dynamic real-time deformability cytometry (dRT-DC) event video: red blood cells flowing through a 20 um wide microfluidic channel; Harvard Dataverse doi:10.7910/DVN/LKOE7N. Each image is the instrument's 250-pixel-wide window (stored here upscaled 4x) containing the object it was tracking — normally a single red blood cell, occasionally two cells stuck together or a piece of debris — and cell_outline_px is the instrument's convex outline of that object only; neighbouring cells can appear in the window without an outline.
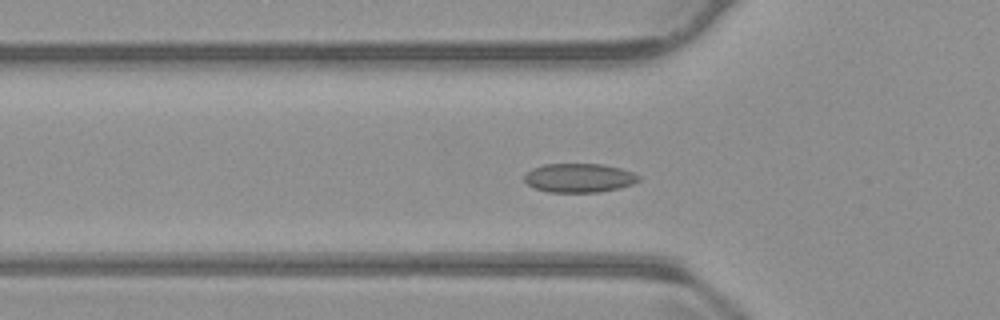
{"species": "common noctule bat (a hibernating species)", "species_latin": "Nyctalus noctula", "temperature_condition": "warm", "stored_images_in_passage": 54, "camera_frame_rate_fps": 3000, "um_per_image_px": 0.085, "animal": {"sex": "male", "body_mass_g": 23.1, "forearm_length_mm": 52.7}, "frame": {"image": 1, "passage_image": 17, "time_ms": 5.333, "image_size_px": [1000, 320], "cell_outline_px": [[640, 180], [632, 184], [620, 188], [600, 192], [548, 192], [532, 188], [524, 180], [524, 176], [532, 168], [544, 164], [604, 164], [620, 168], [632, 172], [640, 176]], "centroid_in_image_um": [49.22, 15.12], "position_along_channel_um": 76.6, "area_um2": 19.42}}
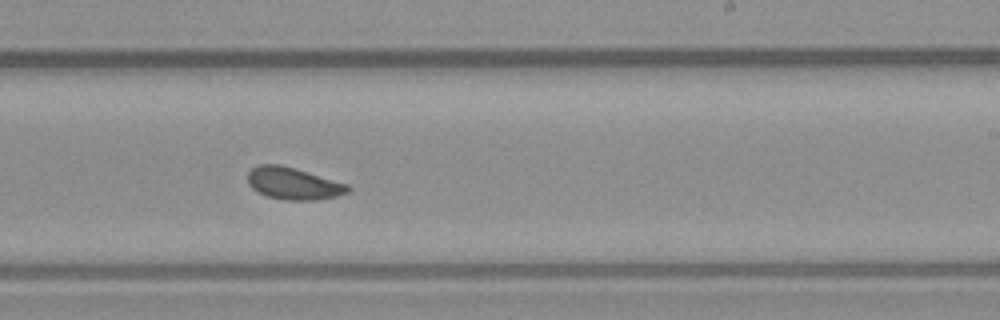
{"frame": {"image": 2, "passage_image": 32, "time_ms": 10.333, "image_size_px": [1000, 320], "cell_outline_px": [[352, 188], [348, 192], [336, 196], [320, 200], [284, 200], [268, 196], [252, 188], [248, 184], [248, 172], [252, 168], [260, 164], [280, 164], [296, 168], [348, 184]], "centroid_in_image_um": [24.96, 15.59], "position_along_channel_um": 264.0, "area_um2": 18.79}}
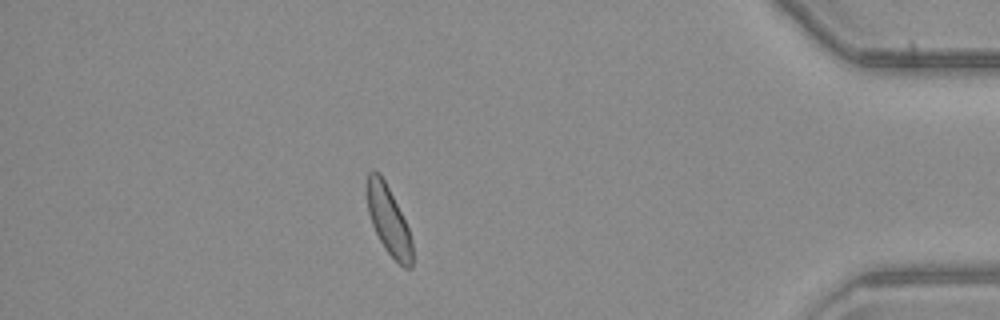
{"frame": {"image": 3, "passage_image": 47, "time_ms": 15.333, "image_size_px": [1000, 320], "cell_outline_px": [[412, 268], [404, 268], [384, 248], [372, 224], [368, 212], [368, 172], [372, 168], [380, 172], [408, 228], [412, 240]], "centroid_in_image_um": [33.03, 18.74], "position_along_channel_um": 402.2, "area_um2": 17.57}, "authors_computed_cell_mechanics": {"area_um2": 18.7561, "velocity_mm_per_s": 3.7384, "shape_relaxation_time_tau1_ms": null, "shape_relaxation_time_tau2_ms": 7.8701, "deformation_change_tau1": null, "deformation_change_tau2": 0.1102}}